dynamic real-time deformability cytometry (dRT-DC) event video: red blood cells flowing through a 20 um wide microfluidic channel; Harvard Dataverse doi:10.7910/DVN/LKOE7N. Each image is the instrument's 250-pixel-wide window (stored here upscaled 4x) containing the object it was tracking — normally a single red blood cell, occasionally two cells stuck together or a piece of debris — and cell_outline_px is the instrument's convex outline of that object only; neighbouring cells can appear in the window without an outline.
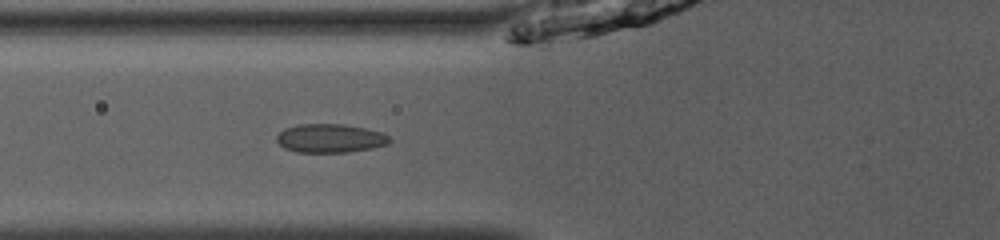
{"species": "common noctule bat (a hibernating species)", "species_latin": "Nyctalus noctula", "temperature_condition": "room temperature", "stored_images_in_passage": 35, "camera_frame_rate_fps": 3000, "um_per_image_px": 0.085, "animal": {"sex": "male", "body_mass_g": 13.0, "forearm_length_mm": 53.1}, "frame": {"image": 1, "passage_image": 6, "time_ms": 1.667, "image_size_px": [1000, 240], "cell_outline_px": [[392, 140], [388, 144], [372, 148], [348, 152], [296, 152], [284, 148], [276, 140], [276, 136], [284, 128], [296, 124], [344, 124], [364, 128], [380, 132], [388, 136]], "centroid_in_image_um": [28.04, 11.75], "position_along_channel_um": 97.8, "area_um2": 18.9}}
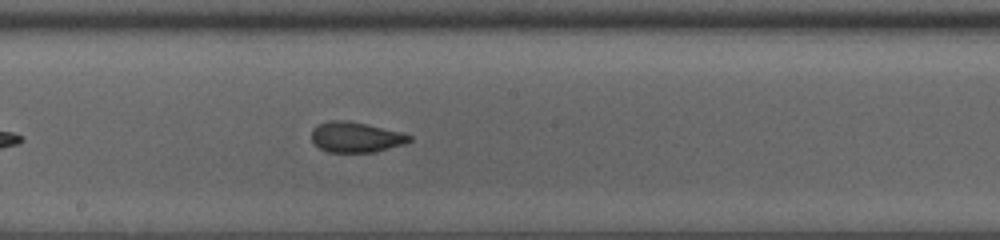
{"frame": {"image": 2, "passage_image": 15, "time_ms": 4.667, "image_size_px": [1000, 240], "cell_outline_px": [[412, 140], [404, 144], [376, 152], [328, 152], [320, 148], [312, 140], [312, 128], [316, 124], [328, 120], [348, 120], [400, 132], [412, 136]], "centroid_in_image_um": [30.22, 11.65], "position_along_channel_um": 218.0, "area_um2": 17.34}}
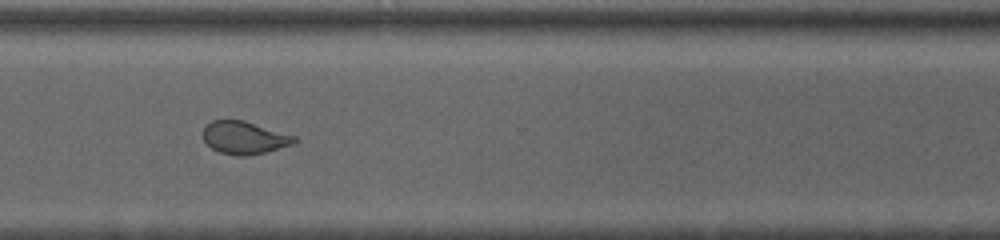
{"frame": {"image": 3, "passage_image": 25, "time_ms": 8.0, "image_size_px": [1000, 240], "cell_outline_px": [[296, 144], [268, 152], [244, 156], [236, 156], [220, 152], [212, 148], [204, 140], [204, 128], [212, 120], [244, 120], [296, 136]], "centroid_in_image_um": [20.82, 11.71], "position_along_channel_um": 349.8, "area_um2": 17.46}, "authors_computed_cell_mechanics": {"area_um2": 17.629, "velocity_mm_per_s": 3.9729, "shape_relaxation_time_tau1_ms": null, "shape_relaxation_time_tau2_ms": 0.8811, "deformation_change_tau1": null, "deformation_change_tau2": 0.0636}}